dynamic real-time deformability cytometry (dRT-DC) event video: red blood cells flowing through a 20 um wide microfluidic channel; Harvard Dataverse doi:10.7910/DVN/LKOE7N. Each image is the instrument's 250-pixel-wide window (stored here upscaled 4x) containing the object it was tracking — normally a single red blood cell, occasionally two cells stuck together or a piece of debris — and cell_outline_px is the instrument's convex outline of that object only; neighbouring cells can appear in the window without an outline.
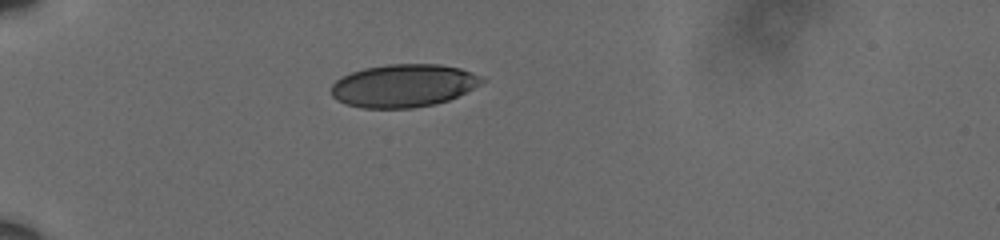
{"species": "human", "species_latin": "Homo sapiens", "temperature_condition": "cold", "stored_images_in_passage": 41, "camera_frame_rate_fps": 3000, "um_per_image_px": 0.085, "donor": {"sex": "male"}, "frame": {"image": 1, "passage_image": 1, "time_ms": 0.0, "image_size_px": [1000, 240], "cell_outline_px": [[488, 80], [448, 100], [436, 104], [412, 108], [360, 108], [344, 104], [336, 100], [328, 92], [332, 84], [336, 80], [352, 72], [364, 68], [388, 64], [440, 64], [460, 68], [484, 76]], "centroid_in_image_um": [34.28, 7.28], "position_along_channel_um": 50.7, "area_um2": 37.97}}
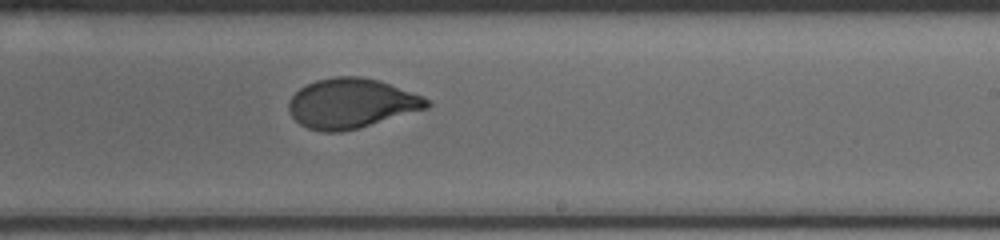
{"frame": {"image": 2, "passage_image": 21, "time_ms": 6.667, "image_size_px": [1000, 240], "cell_outline_px": [[432, 104], [428, 108], [360, 128], [340, 132], [324, 132], [308, 128], [300, 124], [292, 116], [288, 108], [288, 104], [292, 96], [300, 88], [316, 80], [336, 76], [360, 76], [380, 80], [424, 96], [432, 100]], "centroid_in_image_um": [29.91, 8.78], "position_along_channel_um": 259.1, "area_um2": 40.29}}
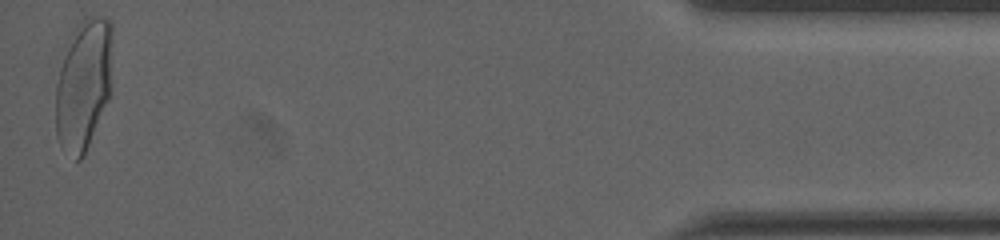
{"frame": {"image": 3, "passage_image": 41, "time_ms": 13.333, "image_size_px": [1000, 240], "cell_outline_px": [[112, 32], [108, 96], [88, 144], [80, 160], [76, 160], [60, 144], [56, 136], [56, 84], [60, 68], [72, 32], [76, 24], [92, 16], [104, 16], [112, 24]], "centroid_in_image_um": [7.07, 7.12], "position_along_channel_um": 428.1, "area_um2": 42.02}, "authors_computed_cell_mechanics": {"area_um2": 40.171, "velocity_mm_per_s": 3.6044, "shape_relaxation_time_tau1_ms": 4.4236, "shape_relaxation_time_tau2_ms": null, "deformation_change_tau1": 0.1712, "deformation_change_tau2": null}}